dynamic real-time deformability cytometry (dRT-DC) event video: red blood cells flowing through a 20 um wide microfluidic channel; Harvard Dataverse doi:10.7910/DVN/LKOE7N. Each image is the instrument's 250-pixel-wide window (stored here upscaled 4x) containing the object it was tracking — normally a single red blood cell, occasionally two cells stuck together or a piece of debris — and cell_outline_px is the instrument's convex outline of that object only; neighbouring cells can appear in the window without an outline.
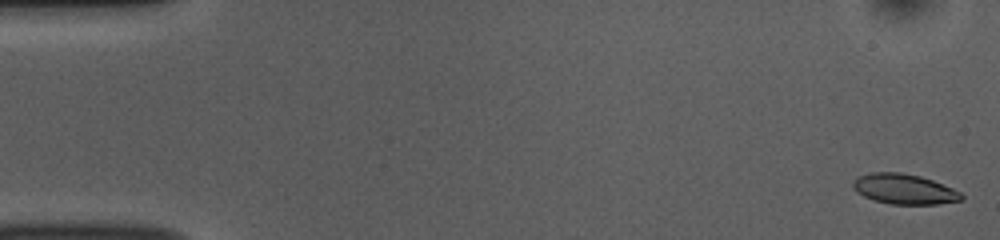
{"species": "common noctule bat (a hibernating species)", "species_latin": "Nyctalus noctula", "temperature_condition": "room temperature", "stored_images_in_passage": 53, "camera_frame_rate_fps": 3000, "um_per_image_px": 0.085, "animal": {"sex": "female", "body_mass_g": 10.0, "forearm_length_mm": 53.1}, "frame": {"image": 1, "passage_image": 1, "time_ms": 0.0, "image_size_px": [1000, 240], "cell_outline_px": [[964, 196], [960, 200], [940, 204], [888, 204], [864, 196], [856, 192], [852, 184], [852, 180], [860, 176], [872, 172], [900, 172], [920, 176], [932, 180], [952, 188], [960, 192]], "centroid_in_image_um": [76.84, 16.07], "position_along_channel_um": 8.2, "area_um2": 18.96}}
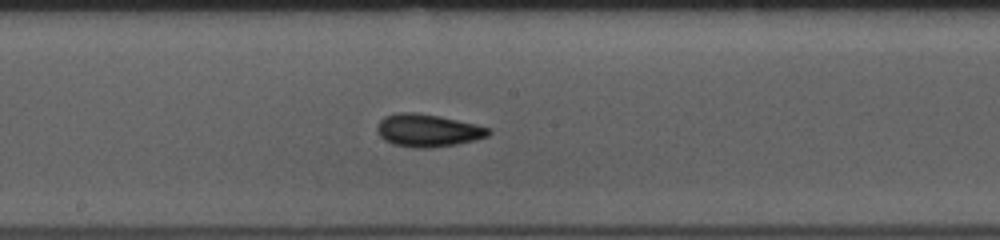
{"frame": {"image": 2, "passage_image": 28, "time_ms": 9.0, "image_size_px": [1000, 240], "cell_outline_px": [[492, 132], [488, 136], [476, 140], [456, 144], [432, 148], [416, 148], [392, 144], [384, 140], [380, 136], [376, 128], [380, 120], [384, 116], [396, 112], [416, 112], [440, 116], [476, 124], [492, 128]], "centroid_in_image_um": [36.38, 11.08], "position_along_channel_um": 211.8, "area_um2": 21.5}}
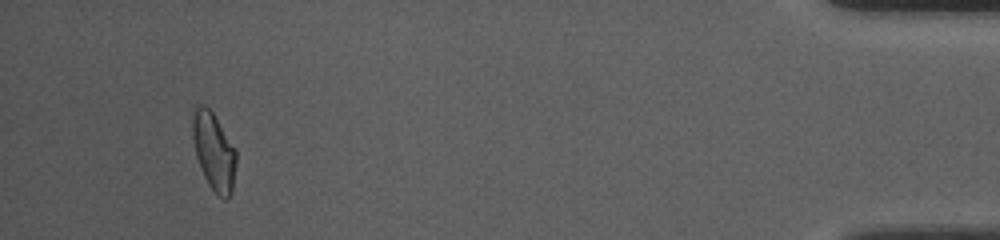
{"frame": {"image": 3, "passage_image": 50, "time_ms": 16.333, "image_size_px": [1000, 240], "cell_outline_px": [[236, 160], [232, 192], [228, 200], [224, 200], [216, 196], [208, 184], [204, 176], [196, 156], [192, 136], [192, 112], [196, 104], [204, 104], [212, 112], [236, 148]], "centroid_in_image_um": [18.17, 12.88], "position_along_channel_um": 417.0, "area_um2": 20.06}, "authors_computed_cell_mechanics": {"area_um2": 19.8254, "velocity_mm_per_s": 3.7472, "shape_relaxation_time_tau1_ms": 6.2581, "shape_relaxation_time_tau2_ms": 2.3743, "deformation_change_tau1": 0.1631, "deformation_change_tau2": 0.0823}}